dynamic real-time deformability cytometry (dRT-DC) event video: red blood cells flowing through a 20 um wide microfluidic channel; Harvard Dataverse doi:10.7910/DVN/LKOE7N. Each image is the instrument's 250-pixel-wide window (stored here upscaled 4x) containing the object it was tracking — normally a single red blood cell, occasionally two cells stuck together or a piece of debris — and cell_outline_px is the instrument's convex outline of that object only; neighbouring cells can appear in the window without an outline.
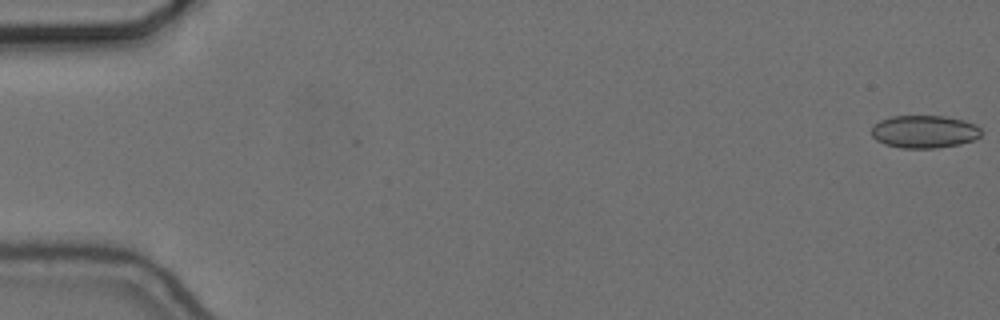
{"species": "common noctule bat (a hibernating species)", "species_latin": "Nyctalus noctula", "temperature_condition": "cold", "stored_images_in_passage": 58, "camera_frame_rate_fps": 3000, "um_per_image_px": 0.085, "animal": {"sex": "female", "body_mass_g": 24.6, "forearm_length_mm": 56.2}, "frame": {"image": 1, "passage_image": 1, "time_ms": 0.0, "image_size_px": [1000, 320], "cell_outline_px": [[984, 132], [980, 136], [972, 140], [960, 144], [936, 148], [900, 148], [884, 144], [876, 140], [872, 136], [872, 124], [880, 120], [892, 116], [944, 116], [964, 120], [976, 124]], "centroid_in_image_um": [78.57, 11.19], "position_along_channel_um": 6.4, "area_um2": 21.15}}
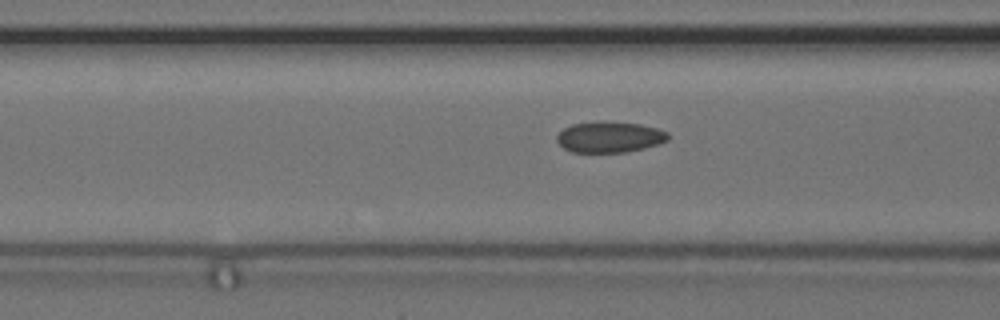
{"frame": {"image": 2, "passage_image": 24, "time_ms": 7.667, "image_size_px": [1000, 320], "cell_outline_px": [[668, 140], [644, 148], [624, 152], [572, 152], [564, 148], [556, 140], [556, 136], [564, 128], [572, 124], [640, 124], [656, 128], [668, 132]], "centroid_in_image_um": [51.81, 11.69], "position_along_channel_um": 114.8, "area_um2": 19.07}}
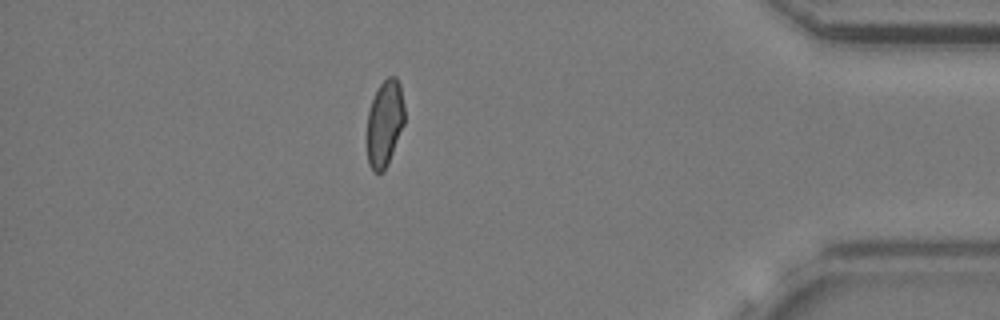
{"frame": {"image": 3, "passage_image": 51, "time_ms": 16.667, "image_size_px": [1000, 320], "cell_outline_px": [[404, 124], [388, 164], [384, 172], [372, 172], [368, 164], [368, 112], [372, 100], [380, 84], [388, 76], [396, 76], [400, 84], [404, 104]], "centroid_in_image_um": [32.71, 10.48], "position_along_channel_um": 402.5, "area_um2": 18.84}, "authors_computed_cell_mechanics": {"area_um2": 20.3167, "velocity_mm_per_s": 3.6625, "shape_relaxation_time_tau1_ms": 4.8766, "shape_relaxation_time_tau2_ms": 2.0484, "deformation_change_tau1": 0.094, "deformation_change_tau2": 0.0811}}